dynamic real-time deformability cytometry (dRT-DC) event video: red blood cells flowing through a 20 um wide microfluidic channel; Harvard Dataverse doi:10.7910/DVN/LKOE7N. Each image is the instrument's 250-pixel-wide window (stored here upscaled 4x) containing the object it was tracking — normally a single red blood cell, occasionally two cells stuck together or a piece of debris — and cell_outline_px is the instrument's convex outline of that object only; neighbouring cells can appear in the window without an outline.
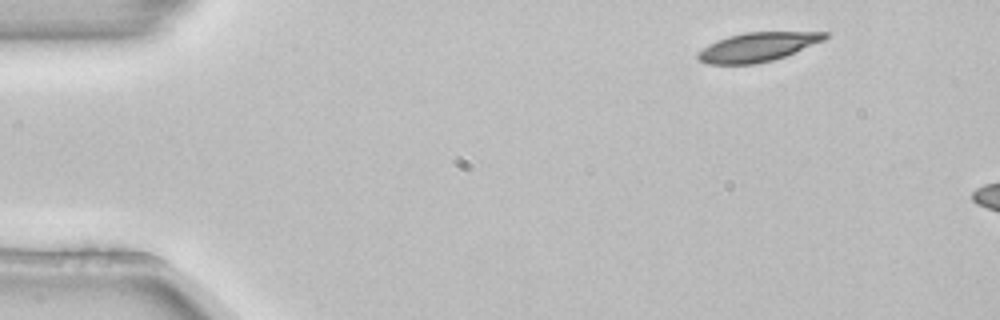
{"species": "common noctule bat (a hibernating species)", "species_latin": "Nyctalus noctula", "temperature_condition": "room temperature", "stored_images_in_passage": 3, "camera_frame_rate_fps": 3000, "um_per_image_px": 0.085, "animal": {"sex": "female", "body_mass_g": 22.7, "forearm_length_mm": 54.2}, "frame": {"image": 1, "passage_image": 1, "time_ms": 0.0, "image_size_px": [1000, 320], "cell_outline_px": [[828, 36], [824, 40], [784, 56], [772, 60], [756, 64], [708, 64], [700, 60], [696, 56], [696, 52], [708, 44], [716, 40], [728, 36], [744, 32], [828, 32]], "centroid_in_image_um": [64.34, 3.99], "position_along_channel_um": 20.7, "area_um2": 21.39}}